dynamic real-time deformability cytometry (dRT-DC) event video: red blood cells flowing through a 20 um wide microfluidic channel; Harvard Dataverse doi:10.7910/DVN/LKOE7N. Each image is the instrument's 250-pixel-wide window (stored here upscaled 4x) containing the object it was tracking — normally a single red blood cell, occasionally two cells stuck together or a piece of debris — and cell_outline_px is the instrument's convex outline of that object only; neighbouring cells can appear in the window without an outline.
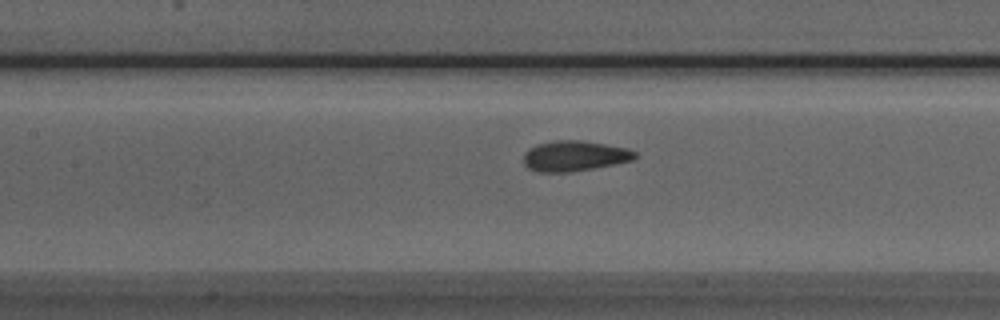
{"species": "Egyptian fruit bat (a non-hibernating species)", "species_latin": "Rousettus aegyptiacus", "temperature_condition": "room temperature", "stored_images_in_passage": 36, "camera_frame_rate_fps": 3000, "um_per_image_px": 0.085, "animal": {"sex": "male"}, "frame": {"image": 1, "passage_image": 14, "time_ms": 4.333, "image_size_px": [1000, 320], "cell_outline_px": [[640, 156], [632, 160], [592, 168], [568, 172], [536, 172], [528, 168], [524, 164], [524, 152], [528, 148], [536, 144], [556, 140], [580, 140], [628, 148], [636, 152]], "centroid_in_image_um": [48.81, 13.25], "position_along_channel_um": 158.6, "area_um2": 19.77}}
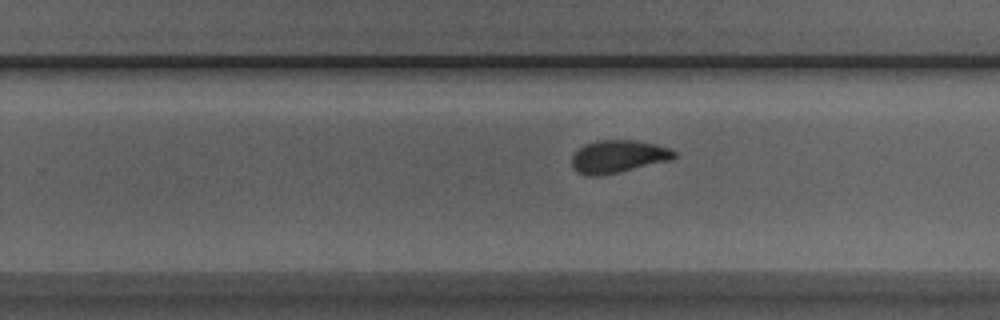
{"frame": {"image": 2, "passage_image": 23, "time_ms": 7.333, "image_size_px": [1000, 320], "cell_outline_px": [[676, 156], [668, 160], [620, 172], [600, 176], [588, 176], [576, 172], [572, 168], [572, 156], [584, 144], [600, 140], [632, 140], [656, 144], [668, 148], [676, 152]], "centroid_in_image_um": [52.5, 13.31], "position_along_channel_um": 277.3, "area_um2": 19.36}}
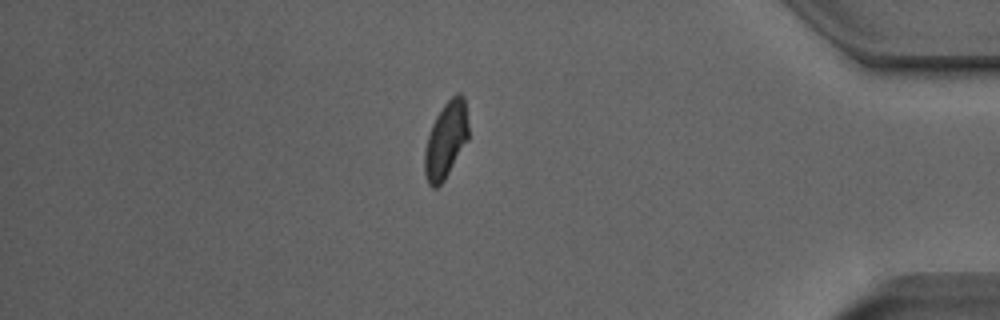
{"frame": {"image": 3, "passage_image": 35, "time_ms": 11.333, "image_size_px": [1000, 320], "cell_outline_px": [[468, 140], [444, 180], [436, 188], [432, 188], [428, 184], [424, 172], [424, 152], [428, 136], [432, 124], [436, 116], [444, 104], [456, 92], [460, 92], [464, 96], [468, 124]], "centroid_in_image_um": [37.9, 11.89], "position_along_channel_um": 397.3, "area_um2": 19.54}}